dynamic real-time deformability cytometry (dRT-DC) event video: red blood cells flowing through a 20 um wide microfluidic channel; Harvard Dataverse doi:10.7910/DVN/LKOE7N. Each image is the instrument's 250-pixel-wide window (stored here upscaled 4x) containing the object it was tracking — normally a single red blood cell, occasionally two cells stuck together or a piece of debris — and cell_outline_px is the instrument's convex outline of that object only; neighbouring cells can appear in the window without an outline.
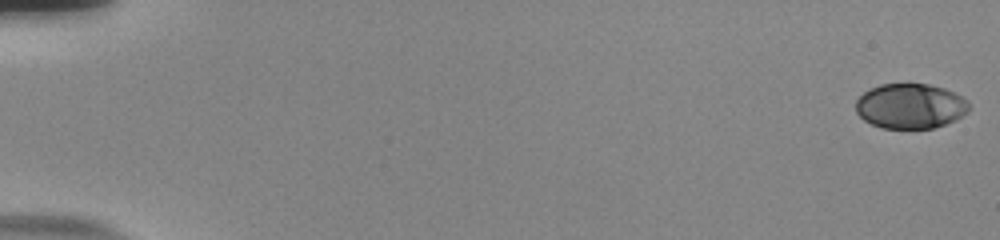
{"species": "human", "species_latin": "Homo sapiens", "temperature_condition": "room temperature", "stored_images_in_passage": 56, "camera_frame_rate_fps": 3000, "um_per_image_px": 0.085, "donor": {"sex": "male"}, "frame": {"image": 1, "passage_image": 1, "time_ms": 0.0, "image_size_px": [1000, 240], "cell_outline_px": [[968, 112], [956, 120], [932, 128], [880, 128], [864, 120], [856, 112], [856, 100], [864, 92], [880, 84], [908, 80], [928, 84], [944, 88], [968, 100]], "centroid_in_image_um": [77.36, 8.97], "position_along_channel_um": 7.6, "area_um2": 30.29}}
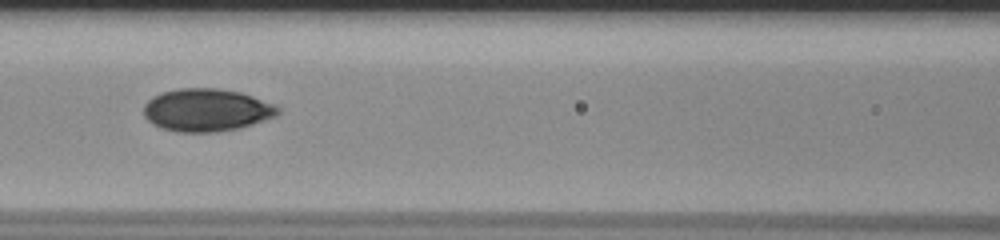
{"frame": {"image": 2, "passage_image": 27, "time_ms": 8.667, "image_size_px": [1000, 240], "cell_outline_px": [[280, 112], [276, 116], [240, 128], [216, 132], [176, 132], [160, 128], [152, 124], [144, 116], [144, 104], [152, 96], [160, 92], [180, 88], [216, 88], [240, 92], [276, 104], [280, 108]], "centroid_in_image_um": [17.55, 9.35], "position_along_channel_um": 149.1, "area_um2": 33.7}}
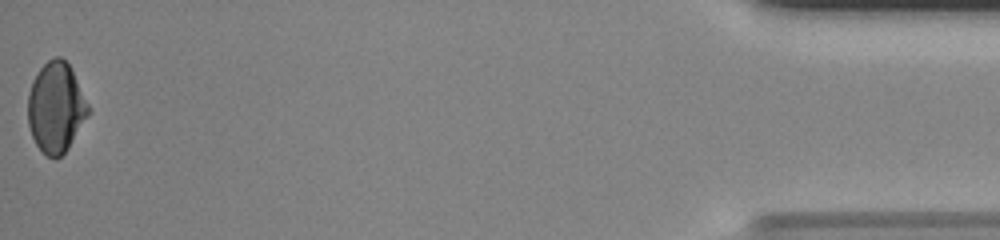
{"frame": {"image": 3, "passage_image": 56, "time_ms": 18.333, "image_size_px": [1000, 240], "cell_outline_px": [[88, 116], [68, 148], [56, 160], [48, 156], [36, 144], [32, 136], [28, 124], [28, 92], [32, 80], [40, 68], [48, 60], [56, 56], [60, 56], [68, 64], [88, 104]], "centroid_in_image_um": [4.73, 9.14], "position_along_channel_um": 430.5, "area_um2": 31.33}, "authors_computed_cell_mechanics": {"area_um2": 32.1946, "velocity_mm_per_s": 3.7874, "shape_relaxation_time_tau1_ms": 5.6184, "shape_relaxation_time_tau2_ms": 0.5538, "deformation_change_tau1": 0.1441, "deformation_change_tau2": 0.0238}}